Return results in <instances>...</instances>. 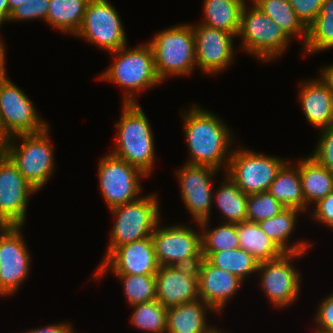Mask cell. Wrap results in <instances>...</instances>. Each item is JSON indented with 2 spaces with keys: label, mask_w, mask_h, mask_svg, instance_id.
Segmentation results:
<instances>
[{
  "label": "cell",
  "mask_w": 333,
  "mask_h": 333,
  "mask_svg": "<svg viewBox=\"0 0 333 333\" xmlns=\"http://www.w3.org/2000/svg\"><path fill=\"white\" fill-rule=\"evenodd\" d=\"M9 19L8 0H0V26ZM1 28V27H0Z\"/></svg>",
  "instance_id": "f6af8a7d"
},
{
  "label": "cell",
  "mask_w": 333,
  "mask_h": 333,
  "mask_svg": "<svg viewBox=\"0 0 333 333\" xmlns=\"http://www.w3.org/2000/svg\"><path fill=\"white\" fill-rule=\"evenodd\" d=\"M299 102L307 121L316 129L333 126V94L320 78L301 81Z\"/></svg>",
  "instance_id": "44dd1931"
},
{
  "label": "cell",
  "mask_w": 333,
  "mask_h": 333,
  "mask_svg": "<svg viewBox=\"0 0 333 333\" xmlns=\"http://www.w3.org/2000/svg\"><path fill=\"white\" fill-rule=\"evenodd\" d=\"M49 5L50 0H27L11 12L7 22L32 21V19H42L46 22Z\"/></svg>",
  "instance_id": "8d00e7d4"
},
{
  "label": "cell",
  "mask_w": 333,
  "mask_h": 333,
  "mask_svg": "<svg viewBox=\"0 0 333 333\" xmlns=\"http://www.w3.org/2000/svg\"><path fill=\"white\" fill-rule=\"evenodd\" d=\"M317 146L309 156L333 172V126L320 129Z\"/></svg>",
  "instance_id": "74e56055"
},
{
  "label": "cell",
  "mask_w": 333,
  "mask_h": 333,
  "mask_svg": "<svg viewBox=\"0 0 333 333\" xmlns=\"http://www.w3.org/2000/svg\"><path fill=\"white\" fill-rule=\"evenodd\" d=\"M147 42L152 47L156 72L162 82L172 75H190L195 66L197 67L191 24L185 23L163 29Z\"/></svg>",
  "instance_id": "277c9868"
},
{
  "label": "cell",
  "mask_w": 333,
  "mask_h": 333,
  "mask_svg": "<svg viewBox=\"0 0 333 333\" xmlns=\"http://www.w3.org/2000/svg\"><path fill=\"white\" fill-rule=\"evenodd\" d=\"M27 0H8V4H9V17L11 12L19 7L20 5L24 4Z\"/></svg>",
  "instance_id": "7dc6e473"
},
{
  "label": "cell",
  "mask_w": 333,
  "mask_h": 333,
  "mask_svg": "<svg viewBox=\"0 0 333 333\" xmlns=\"http://www.w3.org/2000/svg\"><path fill=\"white\" fill-rule=\"evenodd\" d=\"M213 266L228 271L245 281L248 276L257 273L259 262L248 252L237 248L229 251L202 253Z\"/></svg>",
  "instance_id": "1f68e13d"
},
{
  "label": "cell",
  "mask_w": 333,
  "mask_h": 333,
  "mask_svg": "<svg viewBox=\"0 0 333 333\" xmlns=\"http://www.w3.org/2000/svg\"><path fill=\"white\" fill-rule=\"evenodd\" d=\"M285 207L268 191L248 195L247 221L260 222L282 212Z\"/></svg>",
  "instance_id": "d590c367"
},
{
  "label": "cell",
  "mask_w": 333,
  "mask_h": 333,
  "mask_svg": "<svg viewBox=\"0 0 333 333\" xmlns=\"http://www.w3.org/2000/svg\"><path fill=\"white\" fill-rule=\"evenodd\" d=\"M218 327H213L208 333H226L224 330H220Z\"/></svg>",
  "instance_id": "c3c4849f"
},
{
  "label": "cell",
  "mask_w": 333,
  "mask_h": 333,
  "mask_svg": "<svg viewBox=\"0 0 333 333\" xmlns=\"http://www.w3.org/2000/svg\"><path fill=\"white\" fill-rule=\"evenodd\" d=\"M158 268L155 248L150 236L117 247L98 266L93 277L100 280L108 271L113 274L155 275Z\"/></svg>",
  "instance_id": "ac0fdd59"
},
{
  "label": "cell",
  "mask_w": 333,
  "mask_h": 333,
  "mask_svg": "<svg viewBox=\"0 0 333 333\" xmlns=\"http://www.w3.org/2000/svg\"><path fill=\"white\" fill-rule=\"evenodd\" d=\"M251 3V6L245 3L241 11L238 33V37L242 38L240 49L264 64L279 59L287 50L291 39L277 23Z\"/></svg>",
  "instance_id": "8992f818"
},
{
  "label": "cell",
  "mask_w": 333,
  "mask_h": 333,
  "mask_svg": "<svg viewBox=\"0 0 333 333\" xmlns=\"http://www.w3.org/2000/svg\"><path fill=\"white\" fill-rule=\"evenodd\" d=\"M195 105L193 103L182 114L183 133L189 150V158L185 163L209 166L218 171L224 168L223 172H226L235 141L232 140L233 132L215 113Z\"/></svg>",
  "instance_id": "6da1fadb"
},
{
  "label": "cell",
  "mask_w": 333,
  "mask_h": 333,
  "mask_svg": "<svg viewBox=\"0 0 333 333\" xmlns=\"http://www.w3.org/2000/svg\"><path fill=\"white\" fill-rule=\"evenodd\" d=\"M36 192L7 155L0 157V226H24L29 196Z\"/></svg>",
  "instance_id": "9a60e30c"
},
{
  "label": "cell",
  "mask_w": 333,
  "mask_h": 333,
  "mask_svg": "<svg viewBox=\"0 0 333 333\" xmlns=\"http://www.w3.org/2000/svg\"><path fill=\"white\" fill-rule=\"evenodd\" d=\"M6 47L2 38L0 39V82L5 81L8 78L6 66H5V53Z\"/></svg>",
  "instance_id": "ee69618b"
},
{
  "label": "cell",
  "mask_w": 333,
  "mask_h": 333,
  "mask_svg": "<svg viewBox=\"0 0 333 333\" xmlns=\"http://www.w3.org/2000/svg\"><path fill=\"white\" fill-rule=\"evenodd\" d=\"M305 253H283L274 260L259 262L260 285L270 304L278 309L289 307L299 298L302 274L292 260Z\"/></svg>",
  "instance_id": "8fae6325"
},
{
  "label": "cell",
  "mask_w": 333,
  "mask_h": 333,
  "mask_svg": "<svg viewBox=\"0 0 333 333\" xmlns=\"http://www.w3.org/2000/svg\"><path fill=\"white\" fill-rule=\"evenodd\" d=\"M331 48H333V0H325L320 14L307 28V40L301 52L309 55Z\"/></svg>",
  "instance_id": "4dcf8cb0"
},
{
  "label": "cell",
  "mask_w": 333,
  "mask_h": 333,
  "mask_svg": "<svg viewBox=\"0 0 333 333\" xmlns=\"http://www.w3.org/2000/svg\"><path fill=\"white\" fill-rule=\"evenodd\" d=\"M130 317V322L134 328L149 333H166L167 308L157 299L136 304Z\"/></svg>",
  "instance_id": "836d02e7"
},
{
  "label": "cell",
  "mask_w": 333,
  "mask_h": 333,
  "mask_svg": "<svg viewBox=\"0 0 333 333\" xmlns=\"http://www.w3.org/2000/svg\"><path fill=\"white\" fill-rule=\"evenodd\" d=\"M217 190H214L213 201L222 214L225 223L238 224L247 220L248 195L225 174Z\"/></svg>",
  "instance_id": "4316f807"
},
{
  "label": "cell",
  "mask_w": 333,
  "mask_h": 333,
  "mask_svg": "<svg viewBox=\"0 0 333 333\" xmlns=\"http://www.w3.org/2000/svg\"><path fill=\"white\" fill-rule=\"evenodd\" d=\"M41 117L33 101L9 77L0 82V124L9 138L45 130L49 123Z\"/></svg>",
  "instance_id": "4fadbf2b"
},
{
  "label": "cell",
  "mask_w": 333,
  "mask_h": 333,
  "mask_svg": "<svg viewBox=\"0 0 333 333\" xmlns=\"http://www.w3.org/2000/svg\"><path fill=\"white\" fill-rule=\"evenodd\" d=\"M217 313L201 299L167 308L166 333H208L213 327L206 311Z\"/></svg>",
  "instance_id": "7402d4cb"
},
{
  "label": "cell",
  "mask_w": 333,
  "mask_h": 333,
  "mask_svg": "<svg viewBox=\"0 0 333 333\" xmlns=\"http://www.w3.org/2000/svg\"><path fill=\"white\" fill-rule=\"evenodd\" d=\"M23 226H0V296L17 292L29 277L31 254L22 235Z\"/></svg>",
  "instance_id": "5bb4252c"
},
{
  "label": "cell",
  "mask_w": 333,
  "mask_h": 333,
  "mask_svg": "<svg viewBox=\"0 0 333 333\" xmlns=\"http://www.w3.org/2000/svg\"><path fill=\"white\" fill-rule=\"evenodd\" d=\"M9 137L3 131L0 124V157L7 155Z\"/></svg>",
  "instance_id": "bcb514c9"
},
{
  "label": "cell",
  "mask_w": 333,
  "mask_h": 333,
  "mask_svg": "<svg viewBox=\"0 0 333 333\" xmlns=\"http://www.w3.org/2000/svg\"><path fill=\"white\" fill-rule=\"evenodd\" d=\"M90 0H50L46 22L58 31L76 35Z\"/></svg>",
  "instance_id": "f1b7e54d"
},
{
  "label": "cell",
  "mask_w": 333,
  "mask_h": 333,
  "mask_svg": "<svg viewBox=\"0 0 333 333\" xmlns=\"http://www.w3.org/2000/svg\"><path fill=\"white\" fill-rule=\"evenodd\" d=\"M49 130L48 126L41 132L17 135L8 141L7 156L37 191L47 184L55 171L54 148ZM16 139L22 142L19 143Z\"/></svg>",
  "instance_id": "52a82bcc"
},
{
  "label": "cell",
  "mask_w": 333,
  "mask_h": 333,
  "mask_svg": "<svg viewBox=\"0 0 333 333\" xmlns=\"http://www.w3.org/2000/svg\"><path fill=\"white\" fill-rule=\"evenodd\" d=\"M314 333H329L333 331V292L320 302L316 308Z\"/></svg>",
  "instance_id": "f35d334b"
},
{
  "label": "cell",
  "mask_w": 333,
  "mask_h": 333,
  "mask_svg": "<svg viewBox=\"0 0 333 333\" xmlns=\"http://www.w3.org/2000/svg\"><path fill=\"white\" fill-rule=\"evenodd\" d=\"M325 0H289L298 19L308 28L321 12Z\"/></svg>",
  "instance_id": "ab89813d"
},
{
  "label": "cell",
  "mask_w": 333,
  "mask_h": 333,
  "mask_svg": "<svg viewBox=\"0 0 333 333\" xmlns=\"http://www.w3.org/2000/svg\"><path fill=\"white\" fill-rule=\"evenodd\" d=\"M156 193L110 209L115 217L111 237L103 260L119 246L150 237L161 222V210Z\"/></svg>",
  "instance_id": "5b68a950"
},
{
  "label": "cell",
  "mask_w": 333,
  "mask_h": 333,
  "mask_svg": "<svg viewBox=\"0 0 333 333\" xmlns=\"http://www.w3.org/2000/svg\"><path fill=\"white\" fill-rule=\"evenodd\" d=\"M156 275V299L171 308L199 299L196 267L159 266Z\"/></svg>",
  "instance_id": "d6986e66"
},
{
  "label": "cell",
  "mask_w": 333,
  "mask_h": 333,
  "mask_svg": "<svg viewBox=\"0 0 333 333\" xmlns=\"http://www.w3.org/2000/svg\"><path fill=\"white\" fill-rule=\"evenodd\" d=\"M299 160V174L305 199V212L312 204L325 198L333 191V172L318 164L310 156Z\"/></svg>",
  "instance_id": "cb8c5ba5"
},
{
  "label": "cell",
  "mask_w": 333,
  "mask_h": 333,
  "mask_svg": "<svg viewBox=\"0 0 333 333\" xmlns=\"http://www.w3.org/2000/svg\"><path fill=\"white\" fill-rule=\"evenodd\" d=\"M318 76L333 94V63L319 69Z\"/></svg>",
  "instance_id": "7bdbcfd3"
},
{
  "label": "cell",
  "mask_w": 333,
  "mask_h": 333,
  "mask_svg": "<svg viewBox=\"0 0 333 333\" xmlns=\"http://www.w3.org/2000/svg\"><path fill=\"white\" fill-rule=\"evenodd\" d=\"M180 186L181 199L192 215L193 221L199 223L210 220L213 203V178L217 169L209 166L184 163L176 170Z\"/></svg>",
  "instance_id": "2e32d148"
},
{
  "label": "cell",
  "mask_w": 333,
  "mask_h": 333,
  "mask_svg": "<svg viewBox=\"0 0 333 333\" xmlns=\"http://www.w3.org/2000/svg\"><path fill=\"white\" fill-rule=\"evenodd\" d=\"M300 213L301 210L285 208L278 215L258 222V225L283 253H305L313 243L298 240L288 245Z\"/></svg>",
  "instance_id": "603a6c76"
},
{
  "label": "cell",
  "mask_w": 333,
  "mask_h": 333,
  "mask_svg": "<svg viewBox=\"0 0 333 333\" xmlns=\"http://www.w3.org/2000/svg\"><path fill=\"white\" fill-rule=\"evenodd\" d=\"M196 268L199 299L219 314L225 308L227 301L234 297L244 281L228 271L213 266L205 258L201 260Z\"/></svg>",
  "instance_id": "ffe728a7"
},
{
  "label": "cell",
  "mask_w": 333,
  "mask_h": 333,
  "mask_svg": "<svg viewBox=\"0 0 333 333\" xmlns=\"http://www.w3.org/2000/svg\"><path fill=\"white\" fill-rule=\"evenodd\" d=\"M262 12L268 15L273 22L277 23L286 35L293 40L299 36L303 45L307 40V28L298 19L292 9L289 0H250ZM301 35V36H300Z\"/></svg>",
  "instance_id": "f546056e"
},
{
  "label": "cell",
  "mask_w": 333,
  "mask_h": 333,
  "mask_svg": "<svg viewBox=\"0 0 333 333\" xmlns=\"http://www.w3.org/2000/svg\"><path fill=\"white\" fill-rule=\"evenodd\" d=\"M156 226L151 237L159 266L196 267L201 260V232L185 224Z\"/></svg>",
  "instance_id": "9c48e42d"
},
{
  "label": "cell",
  "mask_w": 333,
  "mask_h": 333,
  "mask_svg": "<svg viewBox=\"0 0 333 333\" xmlns=\"http://www.w3.org/2000/svg\"><path fill=\"white\" fill-rule=\"evenodd\" d=\"M208 220L196 223L201 229L202 253L229 251L239 248L236 224L222 222L216 228H210ZM200 227V228H199Z\"/></svg>",
  "instance_id": "d6a6232c"
},
{
  "label": "cell",
  "mask_w": 333,
  "mask_h": 333,
  "mask_svg": "<svg viewBox=\"0 0 333 333\" xmlns=\"http://www.w3.org/2000/svg\"><path fill=\"white\" fill-rule=\"evenodd\" d=\"M116 126V143L111 154L138 167L147 177L155 163L154 132L148 117L138 103H122Z\"/></svg>",
  "instance_id": "3957f363"
},
{
  "label": "cell",
  "mask_w": 333,
  "mask_h": 333,
  "mask_svg": "<svg viewBox=\"0 0 333 333\" xmlns=\"http://www.w3.org/2000/svg\"><path fill=\"white\" fill-rule=\"evenodd\" d=\"M127 46L109 53L115 56L114 61L99 79L123 88L122 103H138L136 95L163 82L156 72L151 45L143 42L132 49Z\"/></svg>",
  "instance_id": "7a4b0ae2"
},
{
  "label": "cell",
  "mask_w": 333,
  "mask_h": 333,
  "mask_svg": "<svg viewBox=\"0 0 333 333\" xmlns=\"http://www.w3.org/2000/svg\"><path fill=\"white\" fill-rule=\"evenodd\" d=\"M268 192L285 208H294L305 213V199L299 174V161H295V163L291 160L287 161L278 171Z\"/></svg>",
  "instance_id": "d4e9b609"
},
{
  "label": "cell",
  "mask_w": 333,
  "mask_h": 333,
  "mask_svg": "<svg viewBox=\"0 0 333 333\" xmlns=\"http://www.w3.org/2000/svg\"><path fill=\"white\" fill-rule=\"evenodd\" d=\"M74 328L72 327L71 322L66 323L63 321L62 323H54L50 324L46 327H39V328H33L25 333H76Z\"/></svg>",
  "instance_id": "b9f144b4"
},
{
  "label": "cell",
  "mask_w": 333,
  "mask_h": 333,
  "mask_svg": "<svg viewBox=\"0 0 333 333\" xmlns=\"http://www.w3.org/2000/svg\"><path fill=\"white\" fill-rule=\"evenodd\" d=\"M97 169L100 192L109 210L142 196L140 179L147 175L138 167L109 152L101 158Z\"/></svg>",
  "instance_id": "30bf717a"
},
{
  "label": "cell",
  "mask_w": 333,
  "mask_h": 333,
  "mask_svg": "<svg viewBox=\"0 0 333 333\" xmlns=\"http://www.w3.org/2000/svg\"><path fill=\"white\" fill-rule=\"evenodd\" d=\"M233 149L226 174L247 195L268 191L278 171L288 161L245 147ZM245 148V149H244Z\"/></svg>",
  "instance_id": "ba28073f"
},
{
  "label": "cell",
  "mask_w": 333,
  "mask_h": 333,
  "mask_svg": "<svg viewBox=\"0 0 333 333\" xmlns=\"http://www.w3.org/2000/svg\"><path fill=\"white\" fill-rule=\"evenodd\" d=\"M197 68L203 74L217 75L234 61L235 35L203 24L193 25ZM213 74V75H212Z\"/></svg>",
  "instance_id": "e0dca14e"
},
{
  "label": "cell",
  "mask_w": 333,
  "mask_h": 333,
  "mask_svg": "<svg viewBox=\"0 0 333 333\" xmlns=\"http://www.w3.org/2000/svg\"><path fill=\"white\" fill-rule=\"evenodd\" d=\"M76 36L108 53L128 44L120 15L109 0L89 1Z\"/></svg>",
  "instance_id": "7c38bea8"
},
{
  "label": "cell",
  "mask_w": 333,
  "mask_h": 333,
  "mask_svg": "<svg viewBox=\"0 0 333 333\" xmlns=\"http://www.w3.org/2000/svg\"><path fill=\"white\" fill-rule=\"evenodd\" d=\"M236 228L239 248L251 254L258 262L274 260L283 254L258 223L246 220L236 224Z\"/></svg>",
  "instance_id": "83f0119b"
},
{
  "label": "cell",
  "mask_w": 333,
  "mask_h": 333,
  "mask_svg": "<svg viewBox=\"0 0 333 333\" xmlns=\"http://www.w3.org/2000/svg\"><path fill=\"white\" fill-rule=\"evenodd\" d=\"M247 0H204L200 24L227 31L238 37L241 11Z\"/></svg>",
  "instance_id": "484cf974"
},
{
  "label": "cell",
  "mask_w": 333,
  "mask_h": 333,
  "mask_svg": "<svg viewBox=\"0 0 333 333\" xmlns=\"http://www.w3.org/2000/svg\"><path fill=\"white\" fill-rule=\"evenodd\" d=\"M312 207L313 212L310 216L313 220L333 230V191Z\"/></svg>",
  "instance_id": "60d3db41"
},
{
  "label": "cell",
  "mask_w": 333,
  "mask_h": 333,
  "mask_svg": "<svg viewBox=\"0 0 333 333\" xmlns=\"http://www.w3.org/2000/svg\"><path fill=\"white\" fill-rule=\"evenodd\" d=\"M123 285V293L130 306L156 299V275L115 274Z\"/></svg>",
  "instance_id": "e575fe53"
}]
</instances>
